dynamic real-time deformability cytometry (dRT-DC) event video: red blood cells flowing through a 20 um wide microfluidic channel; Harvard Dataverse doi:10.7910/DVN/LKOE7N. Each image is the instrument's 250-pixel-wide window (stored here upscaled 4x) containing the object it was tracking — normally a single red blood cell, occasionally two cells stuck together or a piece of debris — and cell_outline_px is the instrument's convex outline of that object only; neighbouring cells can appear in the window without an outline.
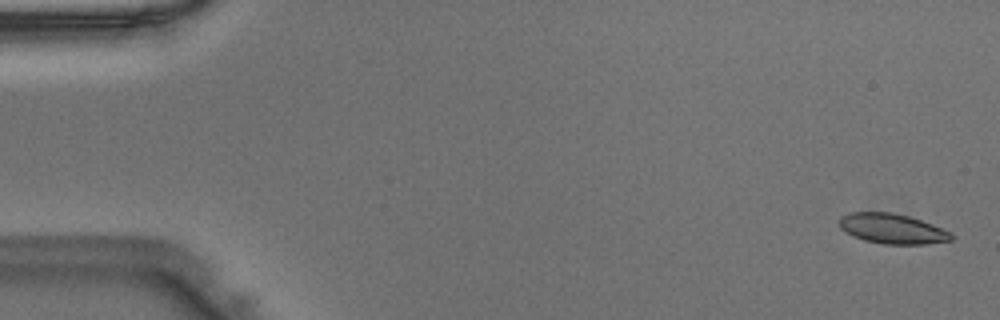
{"species": "Egyptian fruit bat (a non-hibernating species)", "species_latin": "Rousettus aegyptiacus", "temperature_condition": "warm", "stored_images_in_passage": 47, "camera_frame_rate_fps": 3000, "um_per_image_px": 0.085, "animal": {"sex": "male"}, "frame": {"image": 1, "passage_image": 2, "time_ms": 0.333, "image_size_px": [1000, 320], "cell_outline_px": [[956, 236], [952, 240], [924, 244], [884, 244], [864, 240], [852, 236], [840, 228], [840, 216], [848, 212], [892, 212], [908, 216], [932, 224], [952, 232]], "centroid_in_image_um": [75.85, 19.44], "position_along_channel_um": 9.1, "area_um2": 19.71}}
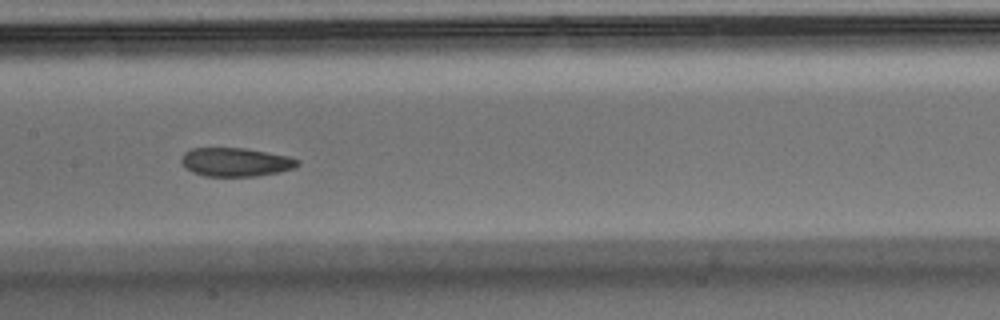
{"frame": {"image": 2, "passage_image": 24, "time_ms": 7.667, "image_size_px": [1000, 320], "cell_outline_px": [[300, 164], [296, 168], [256, 176], [204, 176], [192, 172], [180, 160], [180, 156], [184, 152], [192, 148], [244, 148], [288, 156], [300, 160]], "centroid_in_image_um": [20.03, 13.77], "position_along_channel_um": 187.4, "area_um2": 19.36}}
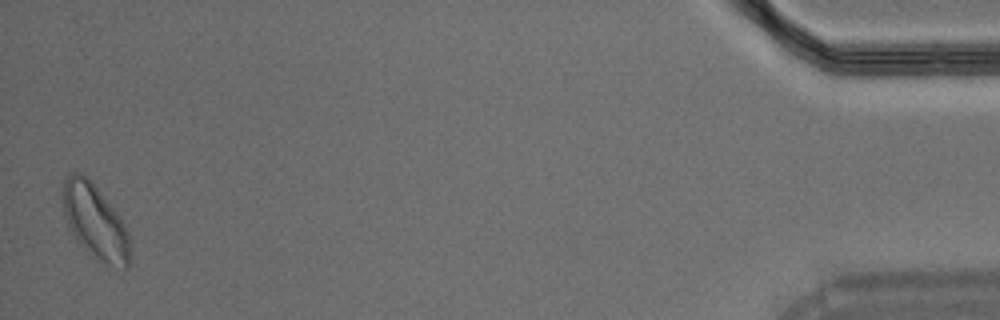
{"frame": {"image": 3, "passage_image": 47, "time_ms": 15.333, "image_size_px": [1000, 320], "cell_outline_px": [[128, 268], [124, 268], [108, 264], [96, 260], [80, 244], [68, 228], [60, 196], [60, 192], [64, 180], [68, 172], [84, 172], [92, 180], [120, 216], [128, 236]], "centroid_in_image_um": [8.0, 18.74], "position_along_channel_um": 427.2, "area_um2": 29.42}}